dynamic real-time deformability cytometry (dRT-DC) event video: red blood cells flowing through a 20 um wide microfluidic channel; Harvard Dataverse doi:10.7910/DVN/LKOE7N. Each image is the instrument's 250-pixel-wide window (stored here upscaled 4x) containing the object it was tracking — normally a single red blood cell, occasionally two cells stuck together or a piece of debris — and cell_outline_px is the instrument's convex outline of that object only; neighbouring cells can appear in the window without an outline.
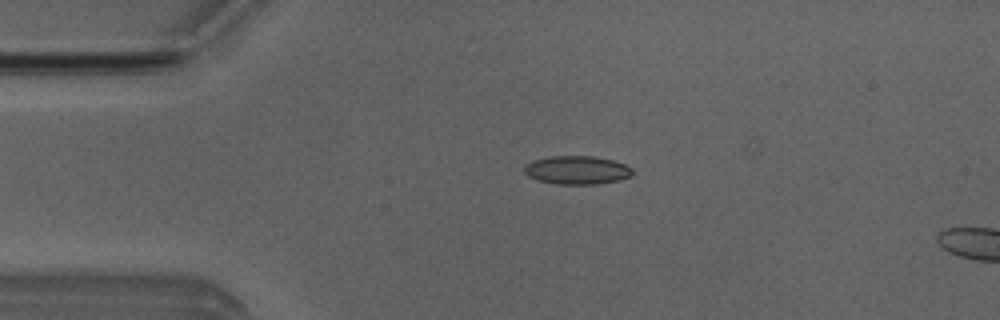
{"species": "Egyptian fruit bat (a non-hibernating species)", "species_latin": "Rousettus aegyptiacus", "temperature_condition": "room temperature", "stored_images_in_passage": 15, "camera_frame_rate_fps": 3000, "um_per_image_px": 0.085, "animal": {"sex": "male"}, "frame": {"image": 1, "passage_image": 11, "time_ms": 3.333, "image_size_px": [1000, 320], "cell_outline_px": [[632, 176], [620, 180], [596, 184], [556, 184], [536, 180], [528, 176], [524, 172], [524, 164], [532, 160], [548, 156], [592, 156], [612, 160], [624, 164], [632, 168]], "centroid_in_image_um": [49.0, 14.46], "position_along_channel_um": 36.0, "area_um2": 18.09}}